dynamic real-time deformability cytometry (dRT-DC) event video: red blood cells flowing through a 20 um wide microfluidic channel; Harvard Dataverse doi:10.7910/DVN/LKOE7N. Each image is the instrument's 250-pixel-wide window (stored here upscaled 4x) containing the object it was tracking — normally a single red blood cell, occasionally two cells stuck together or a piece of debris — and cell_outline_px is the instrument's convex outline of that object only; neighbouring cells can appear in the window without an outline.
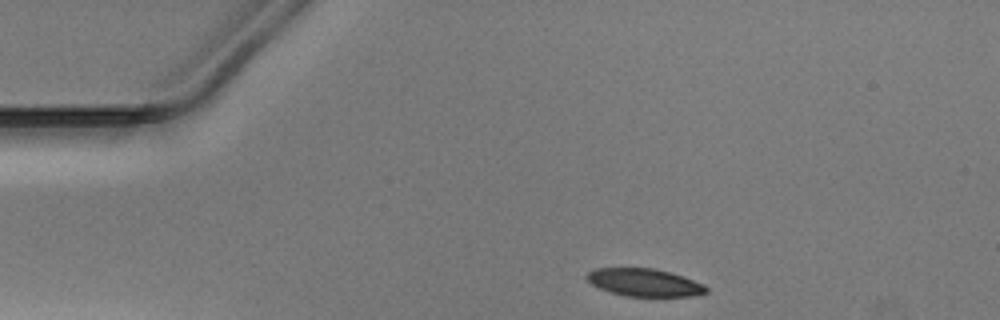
{"species": "Egyptian fruit bat (a non-hibernating species)", "species_latin": "Rousettus aegyptiacus", "temperature_condition": "warm", "stored_images_in_passage": 33, "camera_frame_rate_fps": 3000, "um_per_image_px": 0.085, "animal": {"sex": "male"}, "frame": {"image": 1, "passage_image": 1, "time_ms": 0.0, "image_size_px": [1000, 320], "cell_outline_px": [[708, 292], [692, 296], [628, 296], [612, 292], [600, 288], [592, 284], [584, 276], [588, 272], [596, 268], [652, 268], [672, 272], [704, 284], [708, 288]], "centroid_in_image_um": [54.79, 24.0], "position_along_channel_um": 30.2, "area_um2": 19.19}}
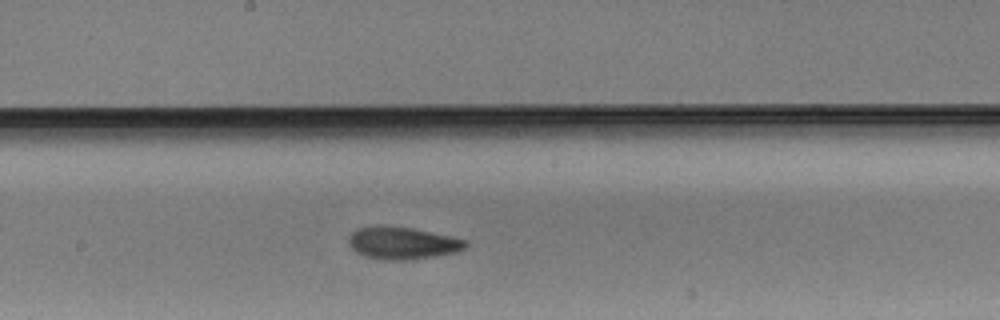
{"frame": {"image": 2, "passage_image": 19, "time_ms": 6.0, "image_size_px": [1000, 320], "cell_outline_px": [[468, 244], [464, 248], [456, 252], [432, 256], [404, 260], [380, 260], [364, 256], [356, 252], [348, 244], [348, 236], [356, 228], [380, 224], [412, 228], [452, 236], [468, 240]], "centroid_in_image_um": [34.16, 20.64], "position_along_channel_um": 214.0, "area_um2": 22.31}}
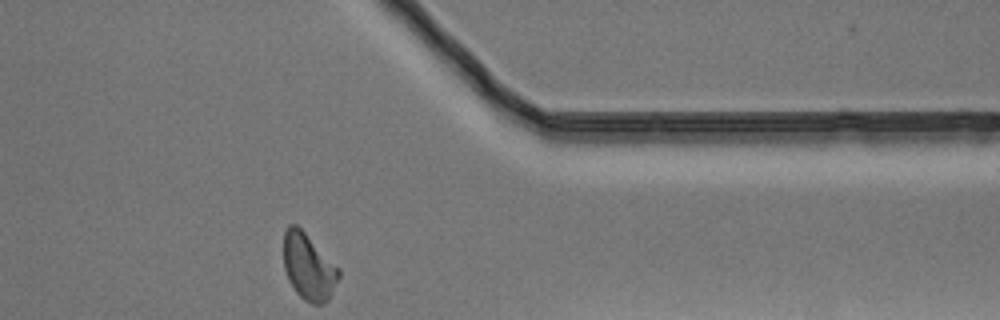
{"frame": {"image": 3, "passage_image": 33, "time_ms": 10.667, "image_size_px": [1000, 320], "cell_outline_px": [[340, 276], [328, 300], [324, 304], [312, 304], [304, 300], [296, 292], [288, 280], [284, 268], [284, 232], [288, 224], [296, 224], [340, 268]], "centroid_in_image_um": [26.23, 22.69], "position_along_channel_um": 385.2, "area_um2": 21.33}}